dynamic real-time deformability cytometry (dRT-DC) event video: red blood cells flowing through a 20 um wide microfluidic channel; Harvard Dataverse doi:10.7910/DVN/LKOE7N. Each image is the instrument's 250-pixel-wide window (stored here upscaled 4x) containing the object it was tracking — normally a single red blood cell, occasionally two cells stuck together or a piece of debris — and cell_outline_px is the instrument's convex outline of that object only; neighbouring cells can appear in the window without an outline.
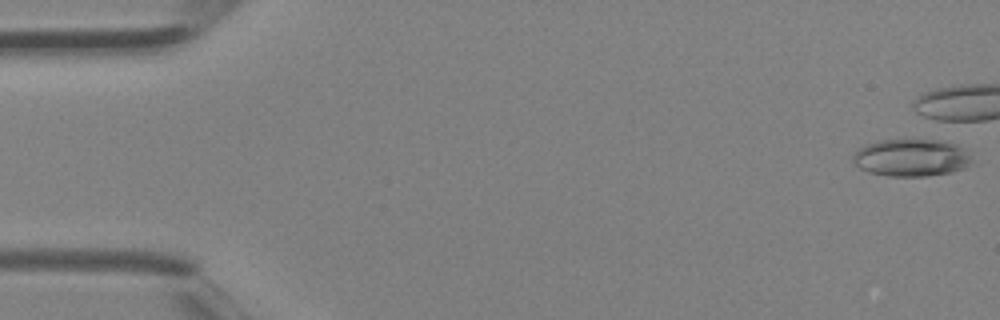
{"species": "Egyptian fruit bat (a non-hibernating species)", "species_latin": "Rousettus aegyptiacus", "temperature_condition": "room temperature", "stored_images_in_passage": 5, "camera_frame_rate_fps": 3000, "um_per_image_px": 0.085, "animal": {"sex": "female"}, "frame": {"image": 1, "passage_image": 1, "time_ms": 0.0, "image_size_px": [1000, 320], "cell_outline_px": [[972, 160], [964, 168], [952, 172], [924, 176], [888, 176], [868, 172], [860, 168], [852, 160], [852, 156], [856, 148], [876, 140], [936, 136], [956, 144], [964, 148]], "centroid_in_image_um": [77.45, 13.33], "position_along_channel_um": 7.5, "area_um2": 27.05}}
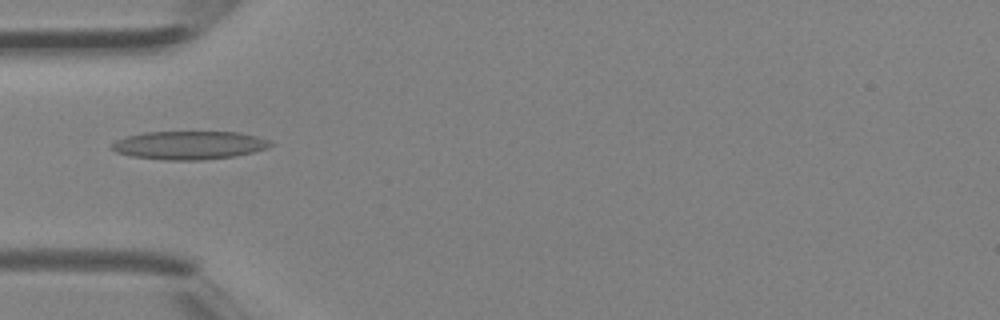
{"frame": {"image": 2, "passage_image": 5, "time_ms": 1.333, "image_size_px": [1000, 320], "cell_outline_px": [[276, 144], [268, 148], [252, 152], [232, 156], [200, 160], [168, 160], [132, 156], [116, 152], [112, 148], [112, 144], [116, 140], [128, 136], [144, 132], [240, 132], [272, 140]], "centroid_in_image_um": [16.14, 12.33], "position_along_channel_um": 68.9, "area_um2": 26.13}}